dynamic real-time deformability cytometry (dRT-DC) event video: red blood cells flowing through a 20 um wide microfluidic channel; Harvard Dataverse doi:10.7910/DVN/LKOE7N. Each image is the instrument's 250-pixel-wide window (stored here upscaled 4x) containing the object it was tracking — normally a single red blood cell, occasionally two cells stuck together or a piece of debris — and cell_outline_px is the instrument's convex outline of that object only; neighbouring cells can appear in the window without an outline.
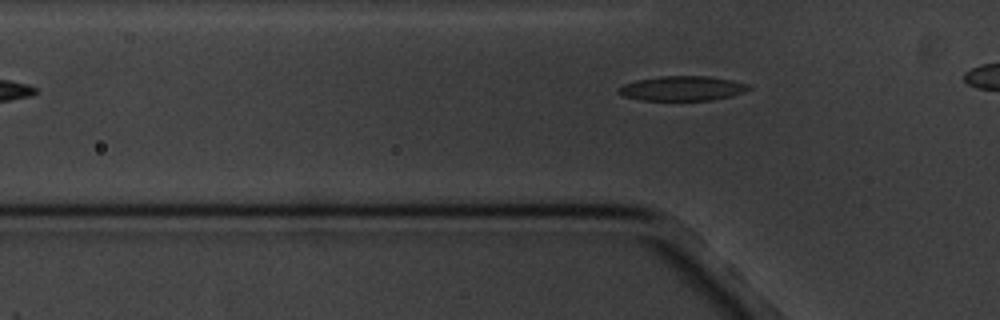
{"species": "common noctule bat (a hibernating species)", "species_latin": "Nyctalus noctula", "temperature_condition": "cold", "stored_images_in_passage": 5, "camera_frame_rate_fps": 3000, "um_per_image_px": 0.085, "animal": {"sex": "male", "body_mass_g": 20.1, "forearm_length_mm": 53.5}, "frame": {"image": 1, "passage_image": 3, "time_ms": 3.0, "image_size_px": [1000, 320], "cell_outline_px": [[752, 88], [732, 96], [712, 100], [640, 100], [624, 96], [616, 92], [616, 88], [624, 84], [640, 80], [660, 76], [712, 76], [732, 80], [748, 84]], "centroid_in_image_um": [58.0, 7.51], "position_along_channel_um": 67.8, "area_um2": 18.73}}